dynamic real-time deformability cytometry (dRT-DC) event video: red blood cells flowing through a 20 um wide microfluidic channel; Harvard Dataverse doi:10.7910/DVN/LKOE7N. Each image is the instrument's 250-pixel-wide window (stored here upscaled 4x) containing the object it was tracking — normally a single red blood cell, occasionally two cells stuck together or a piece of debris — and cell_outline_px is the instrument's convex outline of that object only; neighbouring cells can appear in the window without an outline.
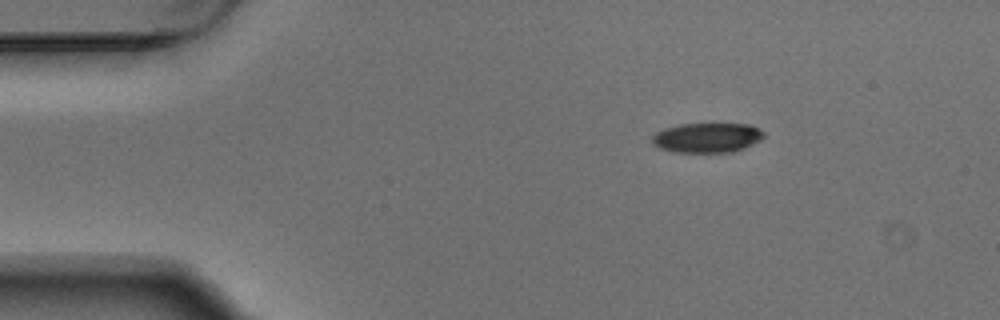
{"species": "Egyptian fruit bat (a non-hibernating species)", "species_latin": "Rousettus aegyptiacus", "temperature_condition": "warm", "stored_images_in_passage": 3, "camera_frame_rate_fps": 3000, "um_per_image_px": 0.085, "animal": {"sex": "male"}, "frame": {"image": 1, "passage_image": 1, "time_ms": 0.0, "image_size_px": [1000, 320], "cell_outline_px": [[764, 136], [760, 140], [744, 148], [732, 152], [672, 152], [660, 148], [652, 144], [652, 136], [656, 132], [664, 128], [680, 124], [752, 124], [760, 128], [764, 132]], "centroid_in_image_um": [60.1, 11.7], "position_along_channel_um": 24.9, "area_um2": 19.48}}
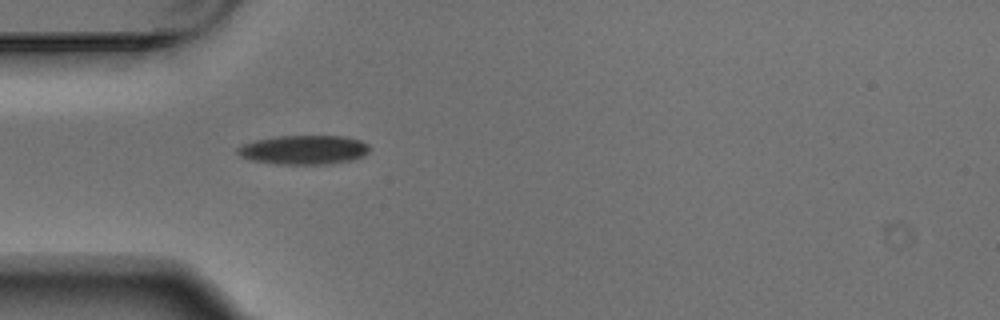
{"frame": {"image": 2, "passage_image": 3, "time_ms": 0.667, "image_size_px": [1000, 320], "cell_outline_px": [[372, 148], [364, 156], [352, 160], [328, 164], [276, 164], [252, 160], [240, 156], [236, 152], [236, 148], [244, 144], [256, 140], [276, 136], [344, 136], [360, 140], [368, 144]], "centroid_in_image_um": [25.85, 12.73], "position_along_channel_um": 59.1, "area_um2": 22.54}}